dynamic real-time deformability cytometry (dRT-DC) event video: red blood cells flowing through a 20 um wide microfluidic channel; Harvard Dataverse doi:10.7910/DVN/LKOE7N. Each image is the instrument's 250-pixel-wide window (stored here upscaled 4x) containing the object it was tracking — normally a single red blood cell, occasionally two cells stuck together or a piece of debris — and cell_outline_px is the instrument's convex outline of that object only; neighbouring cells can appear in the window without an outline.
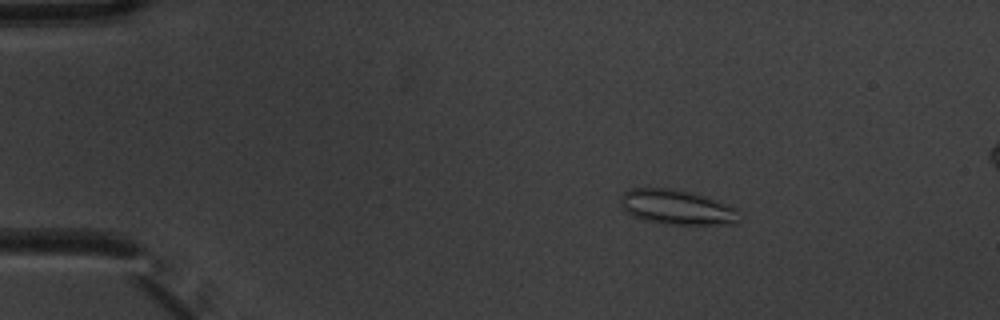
{"species": "common noctule bat (a hibernating species)", "species_latin": "Nyctalus noctula", "temperature_condition": "warm", "stored_images_in_passage": 3, "camera_frame_rate_fps": 3000, "um_per_image_px": 0.085, "animal": {"sex": "male", "body_mass_g": 20.1, "forearm_length_mm": 53.5}, "frame": {"image": 1, "passage_image": 1, "time_ms": 0.0, "image_size_px": [1000, 320], "cell_outline_px": [[744, 216], [736, 224], [664, 224], [644, 220], [632, 216], [624, 212], [620, 208], [620, 196], [624, 192], [632, 188], [672, 188], [704, 196], [716, 200], [736, 208]], "centroid_in_image_um": [57.52, 17.62], "position_along_channel_um": 27.5, "area_um2": 24.45}}